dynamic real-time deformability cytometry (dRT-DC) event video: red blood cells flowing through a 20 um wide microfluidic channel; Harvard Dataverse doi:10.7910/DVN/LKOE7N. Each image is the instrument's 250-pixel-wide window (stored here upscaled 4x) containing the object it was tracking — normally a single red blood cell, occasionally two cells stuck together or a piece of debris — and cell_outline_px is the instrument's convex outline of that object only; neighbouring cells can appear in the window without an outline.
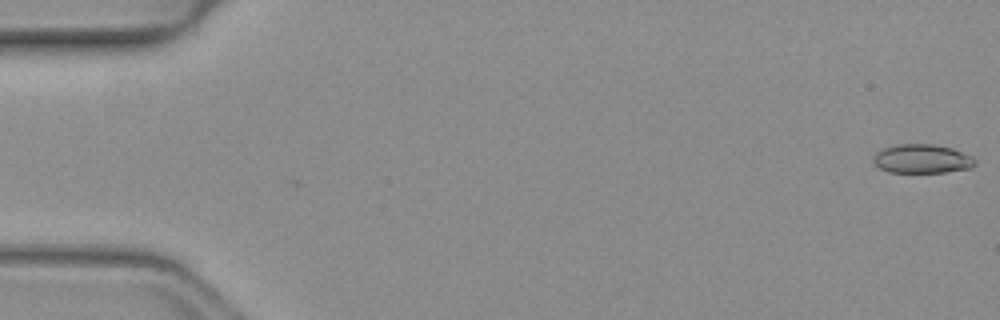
{"species": "common noctule bat (a hibernating species)", "species_latin": "Nyctalus noctula", "temperature_condition": "warm", "stored_images_in_passage": 4, "camera_frame_rate_fps": 3000, "um_per_image_px": 0.085, "animal": {"sex": "female", "body_mass_g": 19.3, "forearm_length_mm": 54.1}, "frame": {"image": 1, "passage_image": 4, "time_ms": 1.0, "image_size_px": [1000, 320], "cell_outline_px": [[976, 164], [972, 168], [944, 172], [888, 172], [880, 168], [872, 160], [872, 156], [876, 152], [884, 148], [896, 144], [932, 144], [952, 148], [972, 156], [976, 160]], "centroid_in_image_um": [78.38, 13.5], "position_along_channel_um": 6.6, "area_um2": 17.22}}